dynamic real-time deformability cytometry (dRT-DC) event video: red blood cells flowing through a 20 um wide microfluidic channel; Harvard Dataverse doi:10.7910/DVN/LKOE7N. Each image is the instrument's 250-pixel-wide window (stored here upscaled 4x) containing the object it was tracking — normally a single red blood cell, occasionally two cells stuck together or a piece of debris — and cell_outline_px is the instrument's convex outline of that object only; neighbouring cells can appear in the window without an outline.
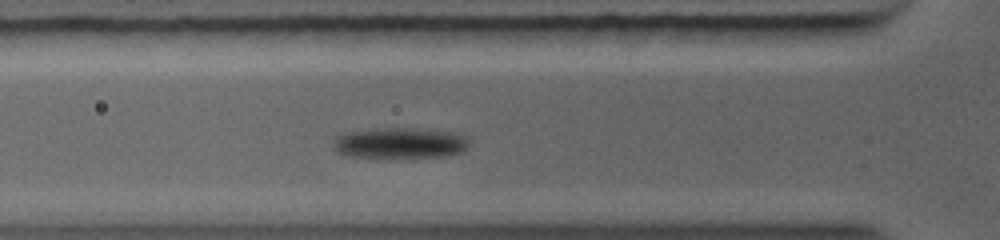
{"species": "common noctule bat (a hibernating species)", "species_latin": "Nyctalus noctula", "temperature_condition": "warm", "stored_images_in_passage": 6, "camera_frame_rate_fps": 5000, "um_per_image_px": 0.085, "animal": {"sex": "female", "body_mass_g": 19.0, "forearm_length_mm": 56.7}, "frame": {"image": 1, "passage_image": 5, "time_ms": 1.8, "image_size_px": [1000, 240], "cell_outline_px": [[464, 144], [456, 152], [424, 156], [376, 156], [344, 152], [340, 148], [340, 140], [344, 136], [356, 132], [416, 132], [452, 136], [460, 140]], "centroid_in_image_um": [33.93, 12.24], "position_along_channel_um": 91.9, "area_um2": 18.44}}